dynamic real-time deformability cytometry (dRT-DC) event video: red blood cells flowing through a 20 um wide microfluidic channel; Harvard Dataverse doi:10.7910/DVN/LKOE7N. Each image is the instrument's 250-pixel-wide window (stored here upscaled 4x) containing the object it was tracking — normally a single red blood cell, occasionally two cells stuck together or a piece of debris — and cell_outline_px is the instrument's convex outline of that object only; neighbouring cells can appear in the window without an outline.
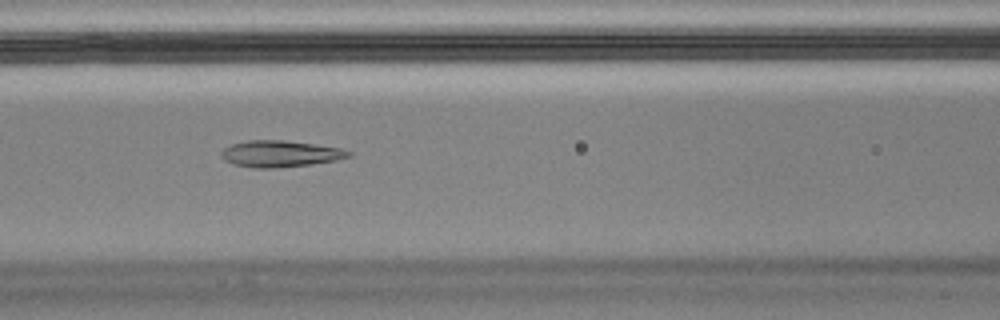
{"species": "Egyptian fruit bat (a non-hibernating species)", "species_latin": "Rousettus aegyptiacus", "temperature_condition": "cold", "stored_images_in_passage": 10, "camera_frame_rate_fps": 3000, "um_per_image_px": 0.085, "animal": {"sex": "male"}, "frame": {"image": 1, "passage_image": 7, "time_ms": 2.0, "image_size_px": [1000, 320], "cell_outline_px": [[352, 156], [336, 160], [312, 164], [276, 168], [252, 168], [232, 164], [224, 160], [220, 156], [220, 152], [224, 148], [232, 144], [248, 140], [284, 140], [340, 148], [352, 152]], "centroid_in_image_um": [23.78, 13.08], "position_along_channel_um": 142.8, "area_um2": 19.71}}